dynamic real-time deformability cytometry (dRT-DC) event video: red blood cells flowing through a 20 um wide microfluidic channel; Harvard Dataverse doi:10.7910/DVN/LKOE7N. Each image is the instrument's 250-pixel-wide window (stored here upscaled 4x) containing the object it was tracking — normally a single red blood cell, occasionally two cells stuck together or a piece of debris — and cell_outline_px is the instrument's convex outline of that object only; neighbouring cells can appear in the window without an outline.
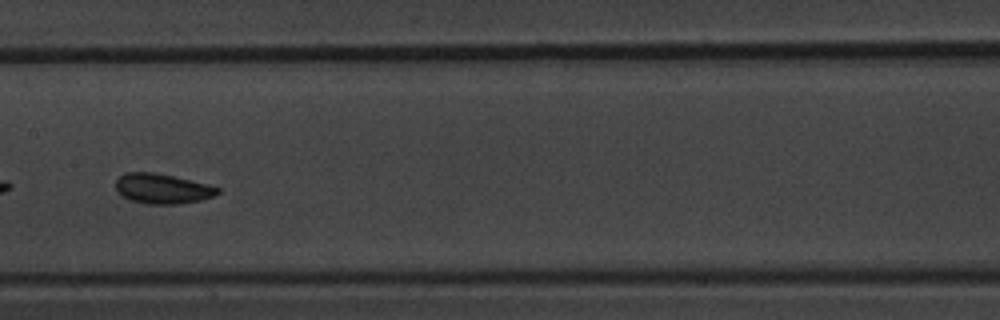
{"species": "common noctule bat (a hibernating species)", "species_latin": "Nyctalus noctula", "temperature_condition": "warm", "stored_images_in_passage": 9, "camera_frame_rate_fps": 3000, "um_per_image_px": 0.085, "animal": {"sex": "male", "body_mass_g": 20.1, "forearm_length_mm": 53.5}, "frame": {"image": 1, "passage_image": 6, "time_ms": 6.667, "image_size_px": [1000, 320], "cell_outline_px": [[220, 192], [212, 196], [200, 200], [180, 204], [144, 204], [128, 200], [120, 196], [116, 188], [116, 180], [124, 172], [156, 172], [208, 184], [220, 188]], "centroid_in_image_um": [13.76, 16.04], "position_along_channel_um": 193.6, "area_um2": 18.03}}
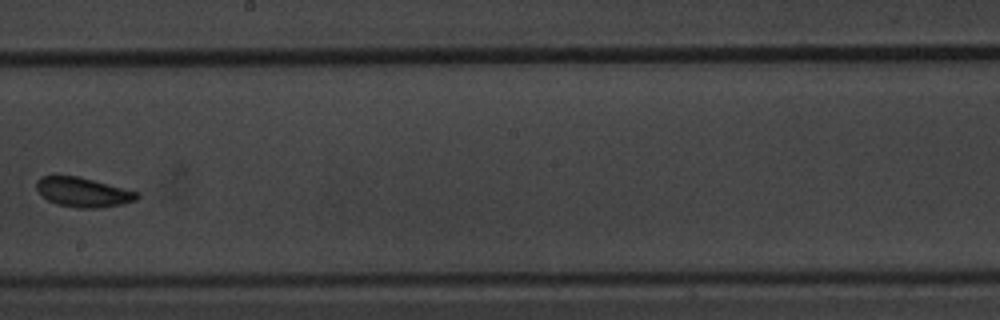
{"frame": {"image": 2, "passage_image": 7, "time_ms": 8.0, "image_size_px": [1000, 320], "cell_outline_px": [[140, 196], [136, 200], [120, 204], [100, 208], [76, 208], [56, 204], [40, 196], [36, 188], [36, 180], [40, 176], [80, 176], [140, 192]], "centroid_in_image_um": [7.05, 16.33], "position_along_channel_um": 241.2, "area_um2": 17.57}}